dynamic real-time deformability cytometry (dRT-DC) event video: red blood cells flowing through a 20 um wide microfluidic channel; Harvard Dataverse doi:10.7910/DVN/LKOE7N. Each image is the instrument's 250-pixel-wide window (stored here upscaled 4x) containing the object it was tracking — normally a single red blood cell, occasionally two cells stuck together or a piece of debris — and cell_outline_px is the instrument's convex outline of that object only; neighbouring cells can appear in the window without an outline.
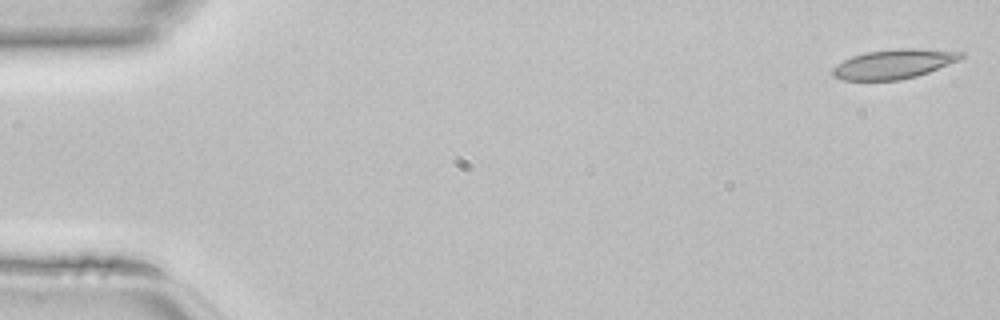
{"species": "common noctule bat (a hibernating species)", "species_latin": "Nyctalus noctula", "temperature_condition": "room temperature", "stored_images_in_passage": 14, "camera_frame_rate_fps": 3000, "um_per_image_px": 0.085, "animal": {"sex": "female", "body_mass_g": 22.7, "forearm_length_mm": 54.2}, "frame": {"image": 1, "passage_image": 1, "time_ms": 0.0, "image_size_px": [1000, 320], "cell_outline_px": [[968, 56], [960, 60], [928, 72], [916, 76], [900, 80], [840, 80], [832, 76], [832, 68], [836, 64], [852, 56], [864, 52], [892, 48], [916, 48], [964, 52]], "centroid_in_image_um": [75.98, 5.43], "position_along_channel_um": 9.0, "area_um2": 22.37}}
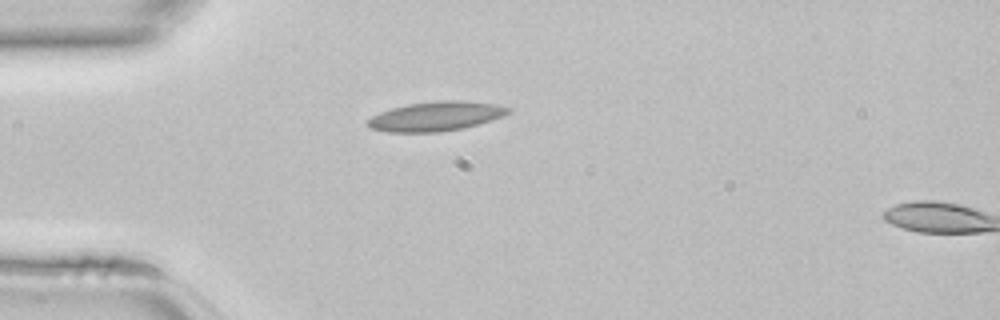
{"frame": {"image": 2, "passage_image": 12, "time_ms": 3.667, "image_size_px": [1000, 320], "cell_outline_px": [[512, 108], [508, 112], [500, 116], [464, 128], [440, 132], [388, 132], [372, 128], [364, 124], [364, 120], [380, 112], [392, 108], [408, 104], [440, 100], [464, 100], [496, 104]], "centroid_in_image_um": [36.98, 9.88], "position_along_channel_um": 48.0, "area_um2": 23.99}}